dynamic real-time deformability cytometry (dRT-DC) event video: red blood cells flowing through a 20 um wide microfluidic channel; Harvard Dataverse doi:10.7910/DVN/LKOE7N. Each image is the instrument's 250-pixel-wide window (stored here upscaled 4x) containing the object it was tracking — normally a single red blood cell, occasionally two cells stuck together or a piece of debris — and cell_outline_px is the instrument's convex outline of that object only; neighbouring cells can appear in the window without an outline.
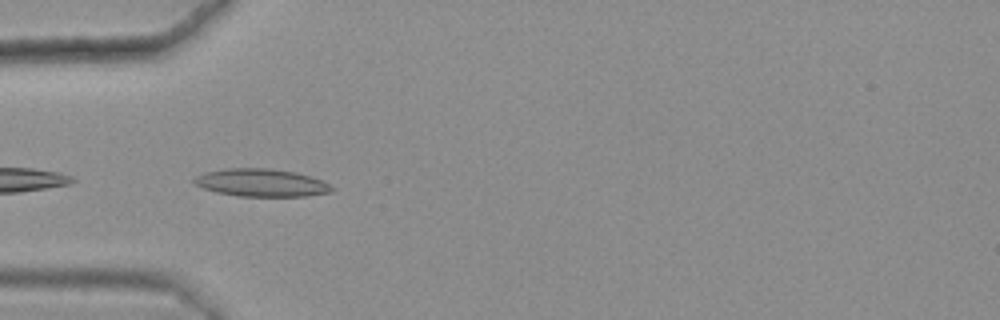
{"species": "common noctule bat (a hibernating species)", "species_latin": "Nyctalus noctula", "temperature_condition": "warm", "stored_images_in_passage": 3, "camera_frame_rate_fps": 3000, "um_per_image_px": 0.085, "animal": {"sex": "female", "body_mass_g": 25.1}, "frame": {"image": 1, "passage_image": 1, "time_ms": 0.0, "image_size_px": [1000, 320], "cell_outline_px": [[336, 188], [332, 192], [304, 196], [240, 196], [216, 192], [204, 188], [196, 184], [192, 180], [196, 176], [204, 172], [228, 168], [268, 168], [296, 172], [320, 180]], "centroid_in_image_um": [22.21, 15.53], "position_along_channel_um": 62.8, "area_um2": 22.08}}